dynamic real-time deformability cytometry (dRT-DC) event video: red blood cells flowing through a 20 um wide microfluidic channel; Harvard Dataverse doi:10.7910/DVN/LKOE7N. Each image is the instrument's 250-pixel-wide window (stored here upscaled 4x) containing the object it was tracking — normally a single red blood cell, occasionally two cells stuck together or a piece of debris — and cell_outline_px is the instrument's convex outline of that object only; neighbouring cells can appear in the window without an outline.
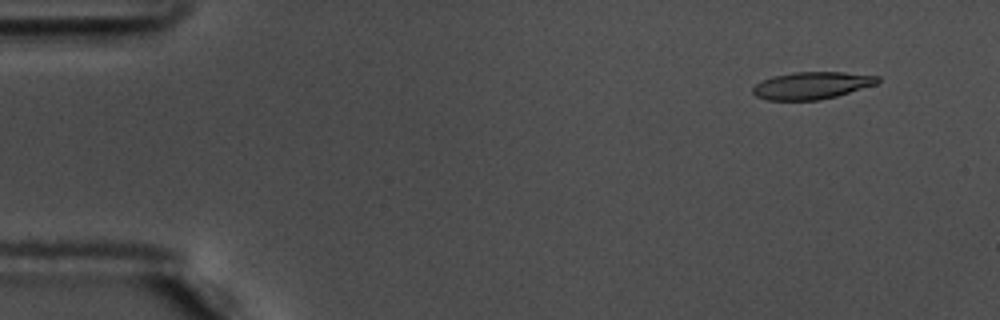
{"species": "common noctule bat (a hibernating species)", "species_latin": "Nyctalus noctula", "temperature_condition": "warm", "stored_images_in_passage": 56, "camera_frame_rate_fps": 3000, "um_per_image_px": 0.085, "animal": {"sex": "male", "body_mass_g": 17.5, "forearm_length_mm": 52.3}, "frame": {"image": 1, "passage_image": 5, "time_ms": 1.333, "image_size_px": [1000, 320], "cell_outline_px": [[880, 80], [876, 84], [836, 96], [820, 100], [768, 100], [756, 96], [752, 92], [752, 88], [756, 84], [764, 80], [776, 76], [796, 72], [844, 72], [880, 76]], "centroid_in_image_um": [69.02, 7.27], "position_along_channel_um": 16.0, "area_um2": 19.59}}
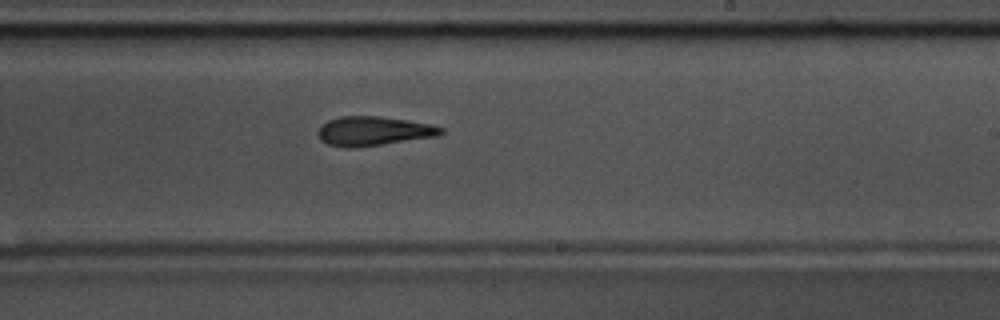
{"frame": {"image": 2, "passage_image": 34, "time_ms": 11.0, "image_size_px": [1000, 320], "cell_outline_px": [[444, 132], [436, 136], [352, 148], [344, 148], [328, 144], [320, 140], [316, 132], [320, 124], [328, 120], [340, 116], [380, 116], [408, 120], [428, 124], [444, 128]], "centroid_in_image_um": [31.67, 11.13], "position_along_channel_um": 257.3, "area_um2": 20.92}}
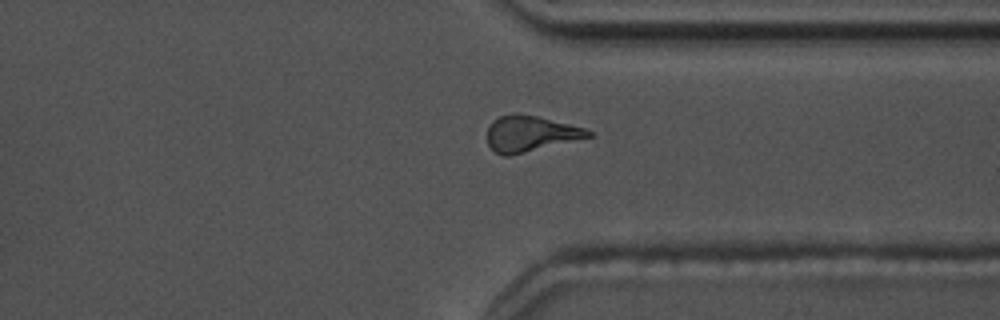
{"frame": {"image": 3, "passage_image": 43, "time_ms": 14.0, "image_size_px": [1000, 320], "cell_outline_px": [[592, 136], [508, 156], [504, 156], [496, 152], [488, 144], [488, 128], [492, 120], [500, 116], [512, 112], [516, 112], [536, 116], [584, 128], [592, 132]], "centroid_in_image_um": [45.03, 11.34], "position_along_channel_um": 366.4, "area_um2": 20.75}, "authors_computed_cell_mechanics": {"area_um2": 21.0392, "velocity_mm_per_s": 3.6416, "shape_relaxation_time_tau1_ms": 6.8454, "shape_relaxation_time_tau2_ms": 4.1507, "deformation_change_tau1": 0.23, "deformation_change_tau2": 0.1475}}